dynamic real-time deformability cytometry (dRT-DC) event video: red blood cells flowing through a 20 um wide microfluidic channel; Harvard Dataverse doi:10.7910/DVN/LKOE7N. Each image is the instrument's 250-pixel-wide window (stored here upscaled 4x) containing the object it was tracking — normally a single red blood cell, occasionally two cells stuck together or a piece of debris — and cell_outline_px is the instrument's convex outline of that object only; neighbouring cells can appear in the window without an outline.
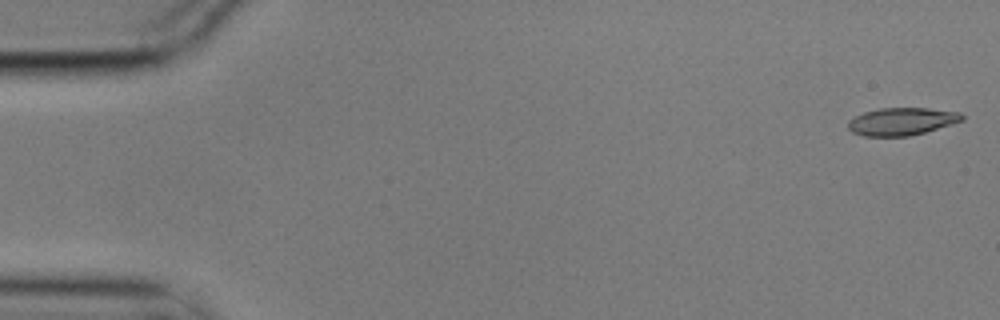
{"species": "common noctule bat (a hibernating species)", "species_latin": "Nyctalus noctula", "temperature_condition": "cold", "stored_images_in_passage": 9, "camera_frame_rate_fps": 3000, "um_per_image_px": 0.085, "animal": {"sex": "male", "body_mass_g": 17.9}, "frame": {"image": 1, "passage_image": 1, "time_ms": 0.0, "image_size_px": [1000, 320], "cell_outline_px": [[964, 120], [924, 132], [908, 136], [864, 136], [852, 132], [848, 128], [848, 120], [864, 112], [880, 108], [928, 108], [960, 112], [964, 116]], "centroid_in_image_um": [76.64, 10.32], "position_along_channel_um": 8.4, "area_um2": 18.21}}
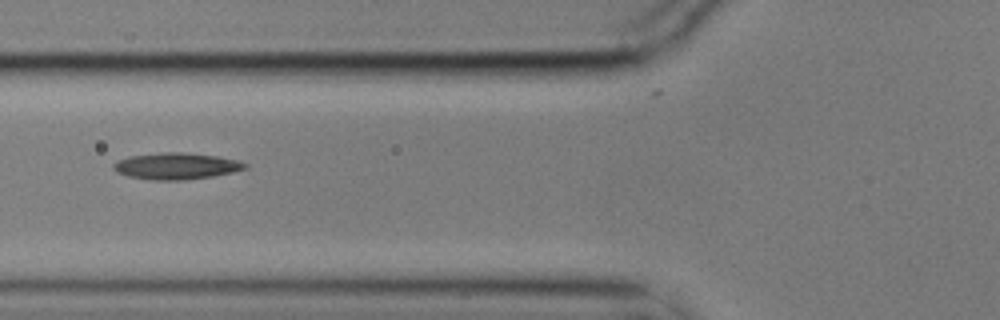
{"frame": {"image": 2, "passage_image": 6, "time_ms": 1.667, "image_size_px": [1000, 320], "cell_outline_px": [[248, 168], [232, 172], [212, 176], [184, 180], [152, 180], [128, 176], [116, 172], [112, 168], [112, 164], [116, 160], [128, 156], [160, 152], [180, 152], [216, 156], [240, 160], [248, 164]], "centroid_in_image_um": [14.95, 14.11], "position_along_channel_um": 110.8, "area_um2": 20.52}}
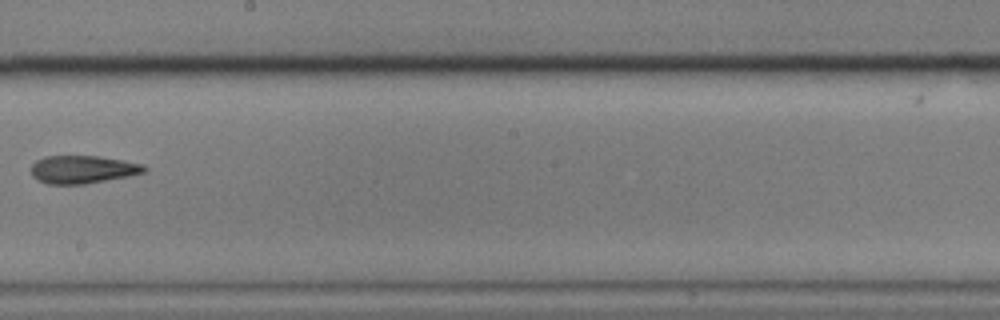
{"frame": {"image": 3, "passage_image": 9, "time_ms": 2.667, "image_size_px": [1000, 320], "cell_outline_px": [[148, 168], [144, 172], [128, 176], [84, 184], [48, 184], [36, 180], [32, 176], [32, 164], [36, 160], [44, 156], [100, 156], [144, 164]], "centroid_in_image_um": [7.01, 14.4], "position_along_channel_um": 241.2, "area_um2": 18.44}}